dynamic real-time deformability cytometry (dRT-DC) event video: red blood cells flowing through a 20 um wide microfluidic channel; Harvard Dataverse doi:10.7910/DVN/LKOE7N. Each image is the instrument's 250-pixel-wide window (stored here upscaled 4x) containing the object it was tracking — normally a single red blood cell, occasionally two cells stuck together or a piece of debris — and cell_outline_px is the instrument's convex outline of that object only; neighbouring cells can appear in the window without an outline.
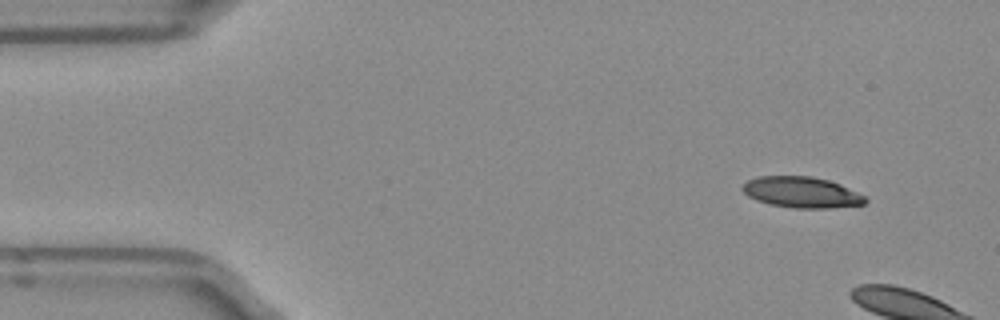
{"species": "Egyptian fruit bat (a non-hibernating species)", "species_latin": "Rousettus aegyptiacus", "temperature_condition": "room temperature", "stored_images_in_passage": 2, "camera_frame_rate_fps": 3000, "um_per_image_px": 0.085, "frame": {"image": 1, "passage_image": 1, "time_ms": 0.0, "image_size_px": [1000, 320], "cell_outline_px": [[868, 200], [864, 204], [828, 208], [792, 208], [768, 204], [756, 200], [748, 196], [740, 188], [748, 180], [760, 176], [812, 176], [828, 180], [840, 184], [868, 196]], "centroid_in_image_um": [68.16, 16.35], "position_along_channel_um": 16.8, "area_um2": 22.31}}